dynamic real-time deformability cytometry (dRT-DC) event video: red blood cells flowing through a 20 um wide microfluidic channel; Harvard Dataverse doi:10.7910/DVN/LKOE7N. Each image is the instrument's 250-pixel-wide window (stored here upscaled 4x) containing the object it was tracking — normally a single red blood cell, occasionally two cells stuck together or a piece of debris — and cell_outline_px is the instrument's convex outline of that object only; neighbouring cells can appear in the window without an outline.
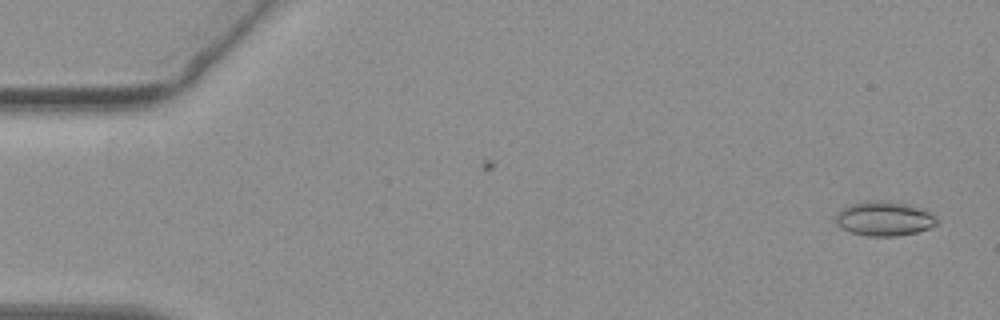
{"species": "common noctule bat (a hibernating species)", "species_latin": "Nyctalus noctula", "temperature_condition": "warm", "stored_images_in_passage": 54, "camera_frame_rate_fps": 3000, "um_per_image_px": 0.085, "animal": {"sex": "female", "body_mass_g": 19.3, "forearm_length_mm": 54.1}, "frame": {"image": 1, "passage_image": 2, "time_ms": 0.333, "image_size_px": [1000, 320], "cell_outline_px": [[936, 224], [928, 228], [916, 232], [896, 236], [868, 236], [852, 232], [840, 228], [836, 224], [836, 216], [848, 204], [868, 200], [884, 200], [904, 204], [928, 212], [936, 220]], "centroid_in_image_um": [75.08, 18.59], "position_along_channel_um": 9.9, "area_um2": 19.83}}
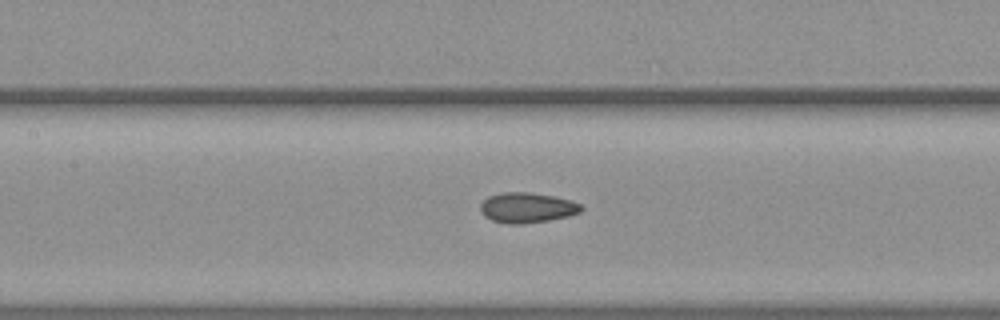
{"frame": {"image": 2, "passage_image": 25, "time_ms": 8.0, "image_size_px": [1000, 320], "cell_outline_px": [[584, 208], [580, 212], [568, 216], [548, 220], [524, 224], [508, 224], [492, 220], [484, 216], [480, 212], [480, 204], [488, 196], [500, 192], [528, 192], [552, 196], [568, 200], [580, 204]], "centroid_in_image_um": [44.75, 17.65], "position_along_channel_um": 162.6, "area_um2": 17.74}}
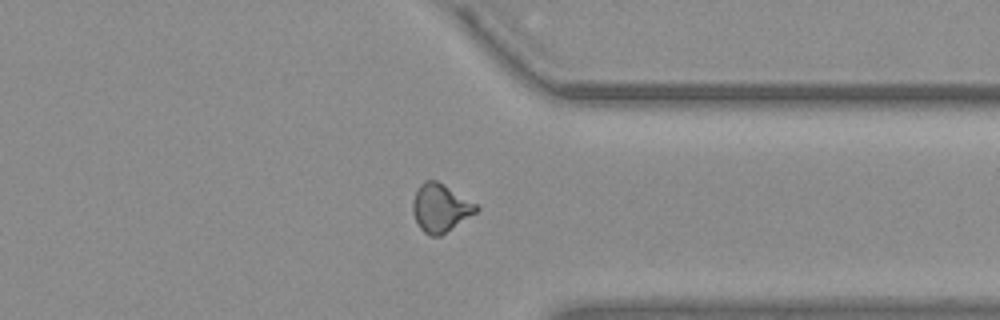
{"frame": {"image": 3, "passage_image": 42, "time_ms": 13.667, "image_size_px": [1000, 320], "cell_outline_px": [[480, 208], [476, 212], [440, 236], [428, 236], [420, 228], [416, 220], [412, 208], [412, 200], [416, 188], [424, 180], [436, 180], [444, 184], [476, 204]], "centroid_in_image_um": [37.4, 17.66], "position_along_channel_um": 374.0, "area_um2": 17.69}, "authors_computed_cell_mechanics": {"area_um2": 17.7157, "velocity_mm_per_s": 3.7842, "shape_relaxation_time_tau1_ms": 6.8258, "shape_relaxation_time_tau2_ms": 2.5137, "deformation_change_tau1": 0.1317, "deformation_change_tau2": 0.0795}}